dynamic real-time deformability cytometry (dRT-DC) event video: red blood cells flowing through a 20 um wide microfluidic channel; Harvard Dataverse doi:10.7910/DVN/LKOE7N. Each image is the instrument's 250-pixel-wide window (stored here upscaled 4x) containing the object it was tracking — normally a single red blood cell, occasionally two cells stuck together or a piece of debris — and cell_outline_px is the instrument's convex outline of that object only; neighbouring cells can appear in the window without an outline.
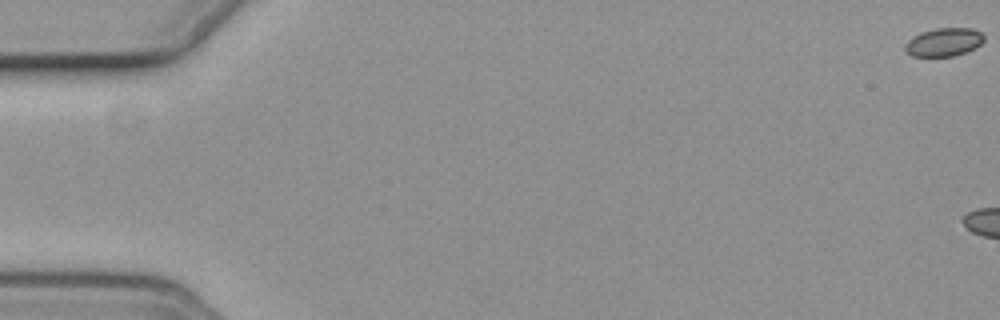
{"species": "common noctule bat (a hibernating species)", "species_latin": "Nyctalus noctula", "temperature_condition": "cold", "stored_images_in_passage": 11, "camera_frame_rate_fps": 3000, "um_per_image_px": 0.085, "animal": {"sex": "female", "body_mass_g": 19.3, "forearm_length_mm": 54.1}, "frame": {"image": 1, "passage_image": 1, "time_ms": 0.0, "image_size_px": [1000, 320], "cell_outline_px": [[984, 40], [976, 48], [968, 52], [952, 56], [912, 56], [904, 48], [904, 44], [912, 36], [920, 32], [936, 28], [972, 28], [980, 32], [984, 36]], "centroid_in_image_um": [80.23, 3.57], "position_along_channel_um": 4.8, "area_um2": 13.12}}